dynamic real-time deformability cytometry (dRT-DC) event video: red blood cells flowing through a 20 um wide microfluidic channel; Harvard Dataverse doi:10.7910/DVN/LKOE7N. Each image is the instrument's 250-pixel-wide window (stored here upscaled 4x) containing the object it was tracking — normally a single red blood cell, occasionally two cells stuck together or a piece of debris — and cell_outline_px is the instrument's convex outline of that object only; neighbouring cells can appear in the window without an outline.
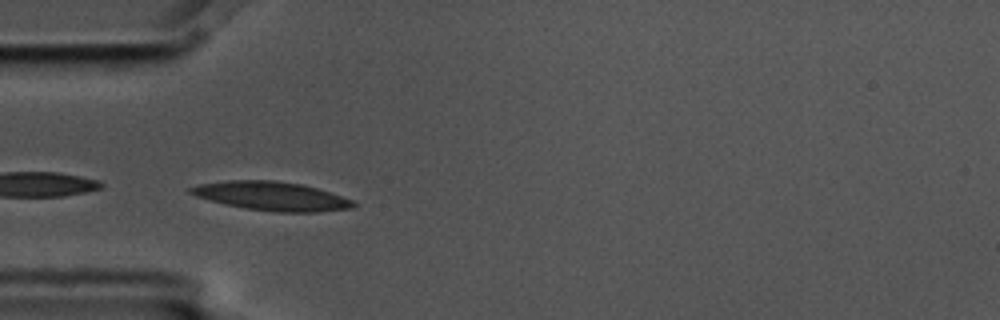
{"species": "common noctule bat (a hibernating species)", "species_latin": "Nyctalus noctula", "temperature_condition": "cold", "stored_images_in_passage": 5, "camera_frame_rate_fps": 3000, "um_per_image_px": 0.085, "animal": {"sex": "male", "body_mass_g": 17.5, "forearm_length_mm": 52.3}, "frame": {"image": 1, "passage_image": 4, "time_ms": 1.0, "image_size_px": [1000, 320], "cell_outline_px": [[356, 204], [352, 208], [316, 212], [276, 212], [244, 208], [224, 204], [208, 200], [196, 196], [188, 192], [188, 188], [200, 184], [228, 180], [272, 180], [300, 184], [316, 188], [352, 200]], "centroid_in_image_um": [23.03, 16.67], "position_along_channel_um": 62.0, "area_um2": 27.11}}